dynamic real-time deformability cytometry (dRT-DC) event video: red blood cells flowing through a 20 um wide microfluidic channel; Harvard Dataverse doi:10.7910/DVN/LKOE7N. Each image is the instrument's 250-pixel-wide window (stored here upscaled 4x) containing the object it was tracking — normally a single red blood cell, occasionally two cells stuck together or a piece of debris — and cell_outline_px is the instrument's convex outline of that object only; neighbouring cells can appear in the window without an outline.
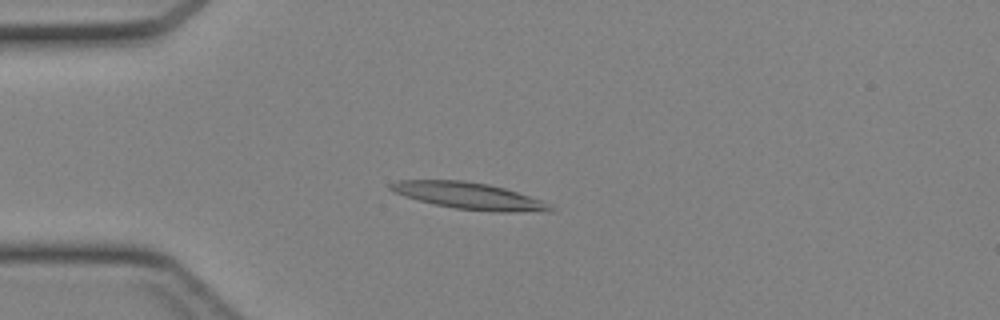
{"species": "Egyptian fruit bat (a non-hibernating species)", "species_latin": "Rousettus aegyptiacus", "temperature_condition": "cold", "stored_images_in_passage": 20, "camera_frame_rate_fps": 3000, "um_per_image_px": 0.085, "animal": {"sex": "female"}, "frame": {"image": 1, "passage_image": 12, "time_ms": 3.667, "image_size_px": [1000, 320], "cell_outline_px": [[556, 208], [552, 212], [496, 212], [456, 208], [436, 204], [404, 196], [392, 192], [388, 188], [388, 184], [396, 180], [464, 180], [488, 184], [504, 188], [540, 200]], "centroid_in_image_um": [39.86, 16.65], "position_along_channel_um": 45.1, "area_um2": 24.8}}
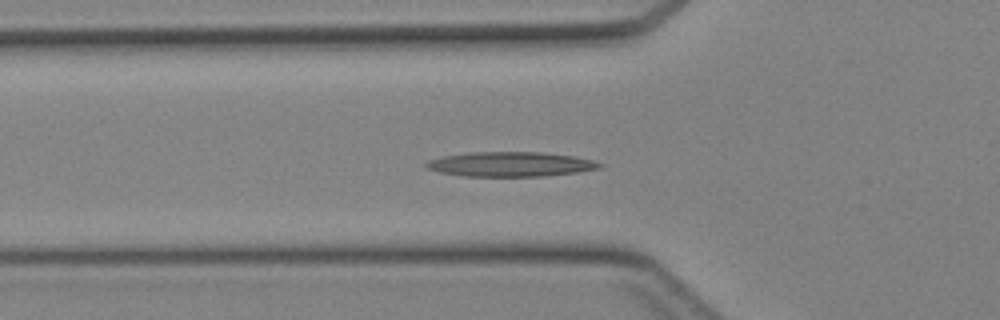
{"frame": {"image": 2, "passage_image": 16, "time_ms": 5.0, "image_size_px": [1000, 320], "cell_outline_px": [[604, 164], [600, 168], [576, 172], [544, 176], [464, 176], [440, 172], [428, 168], [424, 164], [428, 160], [444, 156], [472, 152], [540, 152], [576, 156], [592, 160]], "centroid_in_image_um": [43.41, 13.95], "position_along_channel_um": 82.4, "area_um2": 24.8}}
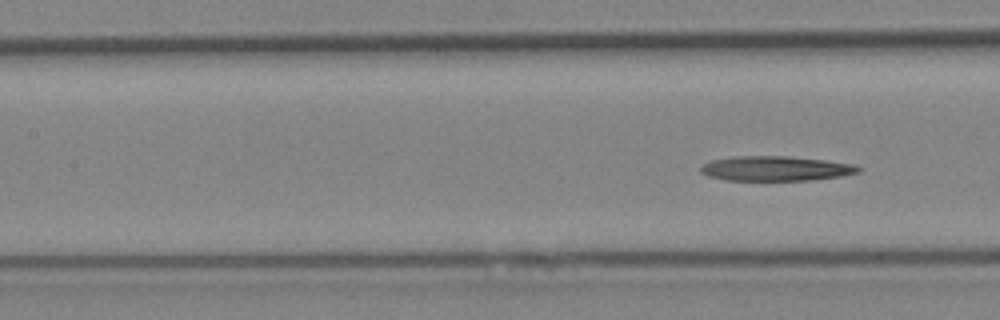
{"frame": {"image": 3, "passage_image": 20, "time_ms": 6.333, "image_size_px": [1000, 320], "cell_outline_px": [[864, 168], [860, 172], [844, 176], [812, 180], [728, 180], [708, 176], [700, 172], [700, 168], [704, 164], [712, 160], [736, 156], [788, 156], [824, 160], [852, 164]], "centroid_in_image_um": [65.98, 14.32], "position_along_channel_um": 141.4, "area_um2": 22.77}}